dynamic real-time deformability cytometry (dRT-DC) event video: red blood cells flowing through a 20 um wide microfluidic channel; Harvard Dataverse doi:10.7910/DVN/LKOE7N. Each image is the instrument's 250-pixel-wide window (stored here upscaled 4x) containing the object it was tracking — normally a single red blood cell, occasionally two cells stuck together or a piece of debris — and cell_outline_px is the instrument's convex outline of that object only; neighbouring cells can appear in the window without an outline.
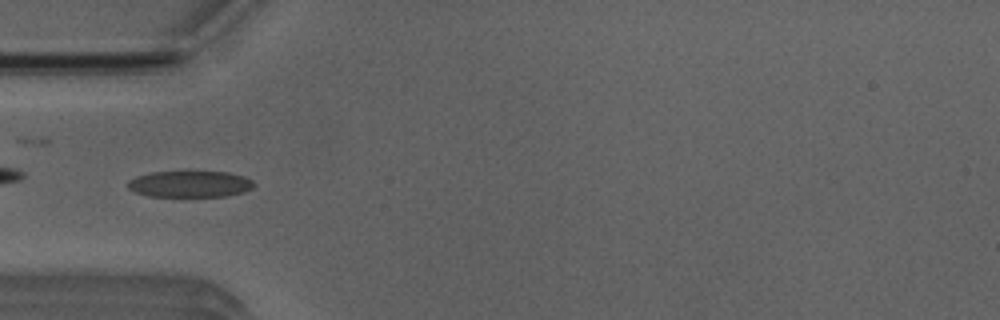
{"species": "Egyptian fruit bat (a non-hibernating species)", "species_latin": "Rousettus aegyptiacus", "temperature_condition": "room temperature", "stored_images_in_passage": 4, "camera_frame_rate_fps": 3000, "um_per_image_px": 0.085, "animal": {"sex": "male"}, "frame": {"image": 1, "passage_image": 4, "time_ms": 4.333, "image_size_px": [1000, 320], "cell_outline_px": [[256, 184], [252, 188], [244, 192], [228, 196], [148, 196], [136, 192], [128, 188], [128, 180], [136, 176], [152, 172], [184, 168], [228, 172], [244, 176], [252, 180]], "centroid_in_image_um": [16.16, 15.58], "position_along_channel_um": 68.8, "area_um2": 20.46}}